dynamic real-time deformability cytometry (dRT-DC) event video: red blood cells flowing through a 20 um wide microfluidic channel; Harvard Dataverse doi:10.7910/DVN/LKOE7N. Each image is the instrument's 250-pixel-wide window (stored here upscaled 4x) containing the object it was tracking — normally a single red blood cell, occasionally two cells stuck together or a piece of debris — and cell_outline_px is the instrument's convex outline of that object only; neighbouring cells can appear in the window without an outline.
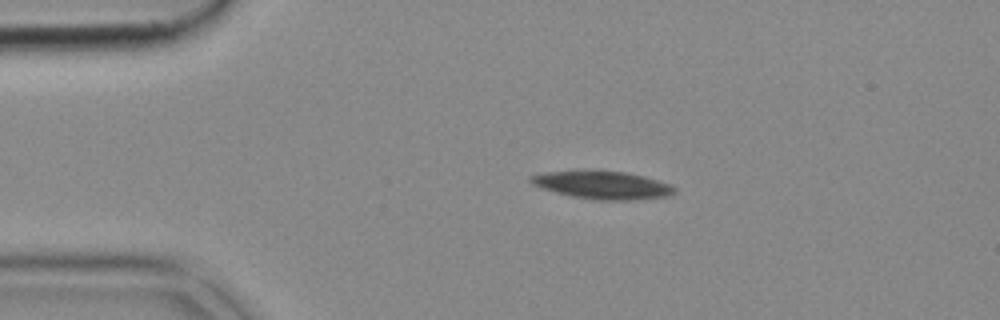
{"species": "common noctule bat (a hibernating species)", "species_latin": "Nyctalus noctula", "temperature_condition": "cold", "stored_images_in_passage": 45, "camera_frame_rate_fps": 3000, "um_per_image_px": 0.085, "animal": {"sex": "female", "body_mass_g": 18.4}, "frame": {"image": 1, "passage_image": 1, "time_ms": 0.0, "image_size_px": [1000, 320], "cell_outline_px": [[676, 192], [664, 196], [628, 200], [600, 200], [572, 196], [556, 192], [532, 184], [528, 180], [532, 176], [544, 172], [624, 172], [644, 176], [672, 184], [676, 188]], "centroid_in_image_um": [51.26, 15.74], "position_along_channel_um": 33.7, "area_um2": 22.54}}
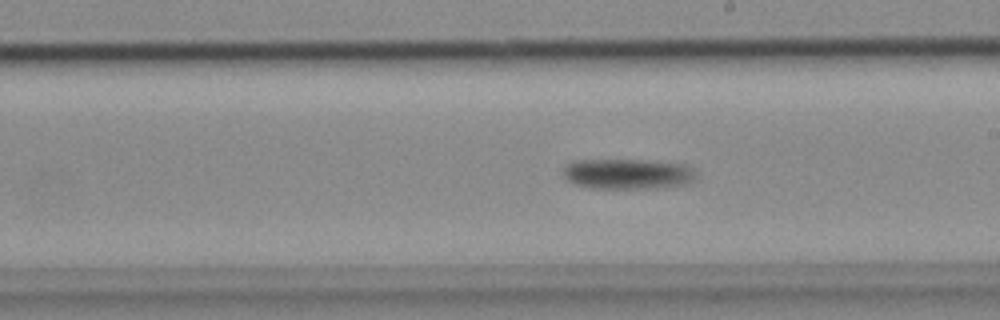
{"frame": {"image": 2, "passage_image": 21, "time_ms": 6.667, "image_size_px": [1000, 320], "cell_outline_px": [[692, 180], [684, 184], [656, 188], [588, 188], [576, 184], [568, 180], [564, 176], [564, 168], [568, 164], [580, 160], [640, 160], [684, 164], [692, 172]], "centroid_in_image_um": [53.28, 14.79], "position_along_channel_um": 235.7, "area_um2": 22.89}}
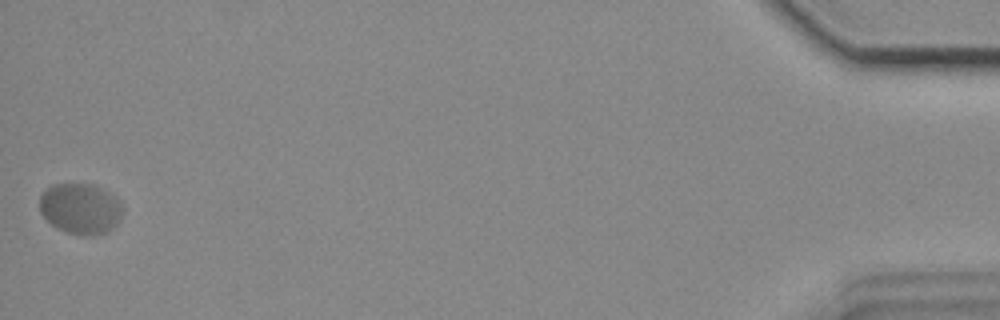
{"frame": {"image": 3, "passage_image": 45, "time_ms": 14.667, "image_size_px": [1000, 320], "cell_outline_px": [[120, 220], [108, 232], [92, 236], [80, 236], [68, 232], [52, 224], [40, 212], [40, 196], [52, 184], [88, 184], [100, 188], [112, 196], [120, 204]], "centroid_in_image_um": [6.81, 17.76], "position_along_channel_um": 428.4, "area_um2": 23.99}}